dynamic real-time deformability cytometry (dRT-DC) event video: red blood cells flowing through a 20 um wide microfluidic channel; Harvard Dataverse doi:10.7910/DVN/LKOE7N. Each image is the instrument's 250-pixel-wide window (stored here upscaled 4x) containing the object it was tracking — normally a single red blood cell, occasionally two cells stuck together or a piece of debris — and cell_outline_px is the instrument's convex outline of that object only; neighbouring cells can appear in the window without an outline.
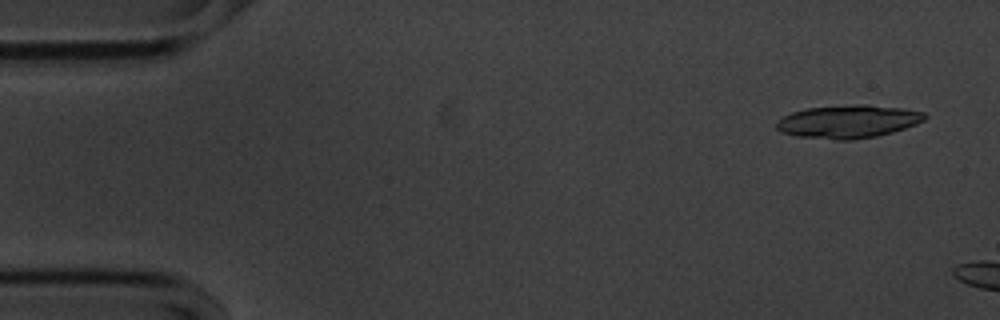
{"species": "common noctule bat (a hibernating species)", "species_latin": "Nyctalus noctula", "temperature_condition": "cold", "stored_images_in_passage": 15, "camera_frame_rate_fps": 3000, "um_per_image_px": 0.085, "animal": {"sex": "male", "body_mass_g": 20.1, "forearm_length_mm": 53.5}, "frame": {"image": 1, "passage_image": 3, "time_ms": 0.667, "image_size_px": [1000, 320], "cell_outline_px": [[928, 116], [924, 120], [916, 124], [892, 132], [876, 136], [852, 140], [836, 140], [796, 136], [780, 132], [776, 128], [776, 120], [792, 112], [808, 108], [860, 104], [868, 104], [900, 108], [924, 112]], "centroid_in_image_um": [72.07, 10.33], "position_along_channel_um": 12.9, "area_um2": 28.55}}